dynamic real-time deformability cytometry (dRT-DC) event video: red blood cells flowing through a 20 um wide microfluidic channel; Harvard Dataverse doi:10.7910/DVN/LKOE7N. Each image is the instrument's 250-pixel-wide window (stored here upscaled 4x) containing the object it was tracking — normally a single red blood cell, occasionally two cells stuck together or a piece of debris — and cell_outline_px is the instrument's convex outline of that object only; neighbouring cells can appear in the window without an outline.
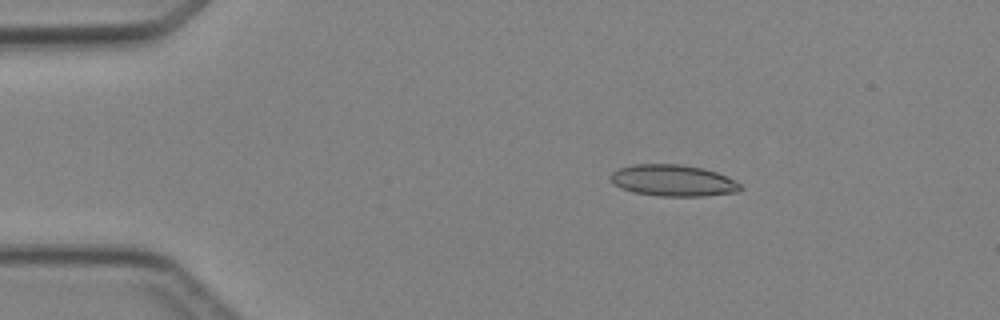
{"species": "Egyptian fruit bat (a non-hibernating species)", "species_latin": "Rousettus aegyptiacus", "temperature_condition": "cold", "stored_images_in_passage": 2, "camera_frame_rate_fps": 3000, "um_per_image_px": 0.085, "animal": {"sex": "female"}, "frame": {"image": 1, "passage_image": 1, "time_ms": 0.0, "image_size_px": [1000, 320], "cell_outline_px": [[744, 188], [740, 192], [704, 196], [660, 196], [636, 192], [620, 188], [612, 184], [608, 176], [612, 172], [620, 168], [632, 164], [680, 164], [704, 168], [716, 172], [740, 184]], "centroid_in_image_um": [57.19, 15.34], "position_along_channel_um": 27.8, "area_um2": 23.93}}